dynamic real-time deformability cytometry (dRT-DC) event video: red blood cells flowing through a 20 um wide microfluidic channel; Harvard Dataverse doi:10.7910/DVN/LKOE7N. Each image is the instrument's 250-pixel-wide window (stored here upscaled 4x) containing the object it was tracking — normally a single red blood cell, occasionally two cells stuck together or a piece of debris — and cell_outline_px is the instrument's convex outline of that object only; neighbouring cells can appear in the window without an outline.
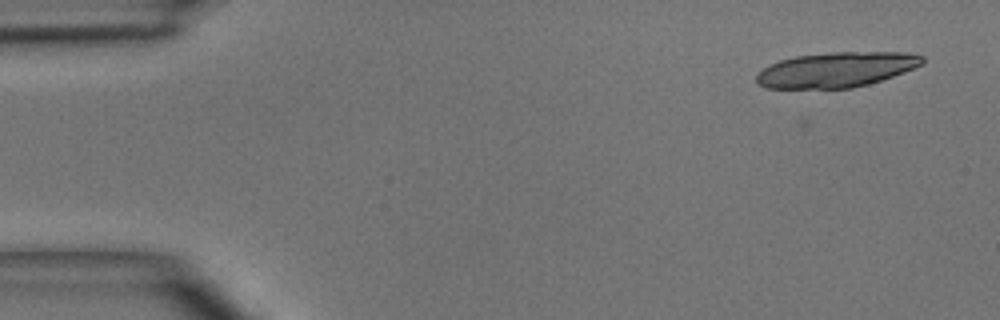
{"species": "common noctule bat (a hibernating species)", "species_latin": "Nyctalus noctula", "temperature_condition": "room temperature", "stored_images_in_passage": 6, "camera_frame_rate_fps": 3000, "um_per_image_px": 0.085, "animal": {"sex": "male", "body_mass_g": 15.6}, "frame": {"image": 1, "passage_image": 2, "time_ms": 1.0, "image_size_px": [1000, 320], "cell_outline_px": [[924, 64], [904, 72], [868, 84], [852, 88], [764, 88], [756, 84], [756, 76], [768, 64], [780, 60], [796, 56], [832, 52], [904, 52], [924, 56]], "centroid_in_image_um": [71.08, 5.92], "position_along_channel_um": 13.9, "area_um2": 33.93}}